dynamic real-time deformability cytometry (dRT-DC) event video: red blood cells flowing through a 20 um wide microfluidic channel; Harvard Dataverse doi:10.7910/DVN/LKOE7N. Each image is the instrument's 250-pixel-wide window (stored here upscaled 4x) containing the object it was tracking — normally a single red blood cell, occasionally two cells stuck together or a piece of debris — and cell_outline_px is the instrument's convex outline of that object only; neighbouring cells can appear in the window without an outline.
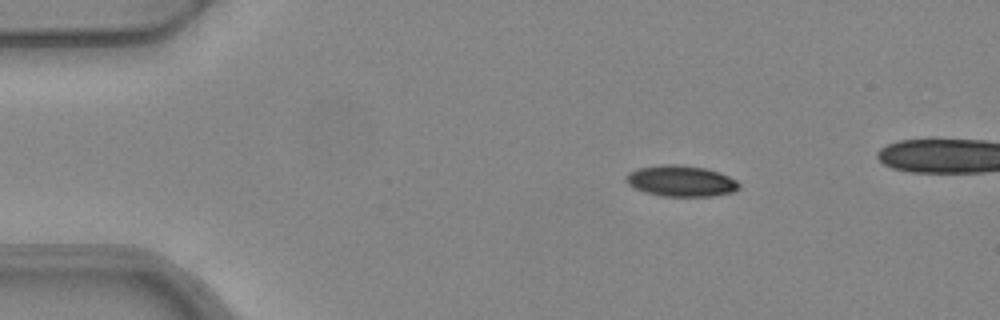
{"species": "common noctule bat (a hibernating species)", "species_latin": "Nyctalus noctula", "temperature_condition": "warm", "stored_images_in_passage": 4, "camera_frame_rate_fps": 3000, "um_per_image_px": 0.085, "animal": {"sex": "female", "body_mass_g": 24.6, "forearm_length_mm": 56.2}, "frame": {"image": 1, "passage_image": 1, "time_ms": 0.0, "image_size_px": [1000, 320], "cell_outline_px": [[740, 188], [732, 192], [712, 196], [660, 196], [644, 192], [628, 184], [624, 180], [624, 176], [628, 172], [640, 168], [664, 164], [680, 164], [704, 168], [720, 172], [736, 180], [740, 184]], "centroid_in_image_um": [57.87, 15.38], "position_along_channel_um": 27.1, "area_um2": 20.52}}